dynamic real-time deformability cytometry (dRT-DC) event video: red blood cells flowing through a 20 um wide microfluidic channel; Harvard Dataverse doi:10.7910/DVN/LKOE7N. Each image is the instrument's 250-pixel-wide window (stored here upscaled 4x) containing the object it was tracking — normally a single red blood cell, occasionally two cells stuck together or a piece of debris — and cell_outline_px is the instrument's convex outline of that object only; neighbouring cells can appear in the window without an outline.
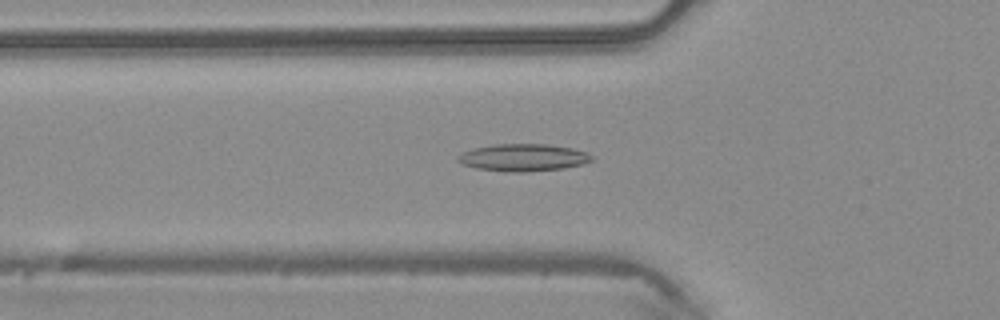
{"species": "common noctule bat (a hibernating species)", "species_latin": "Nyctalus noctula", "temperature_condition": "warm", "stored_images_in_passage": 43, "camera_frame_rate_fps": 3000, "um_per_image_px": 0.085, "animal": {"sex": "male", "body_mass_g": 20.4}, "frame": {"image": 1, "passage_image": 12, "time_ms": 3.667, "image_size_px": [1000, 320], "cell_outline_px": [[592, 160], [584, 164], [564, 168], [524, 172], [512, 172], [476, 168], [464, 164], [456, 160], [456, 156], [472, 148], [492, 144], [548, 144], [572, 148], [588, 152], [592, 156]], "centroid_in_image_um": [44.48, 13.38], "position_along_channel_um": 81.3, "area_um2": 21.33}}
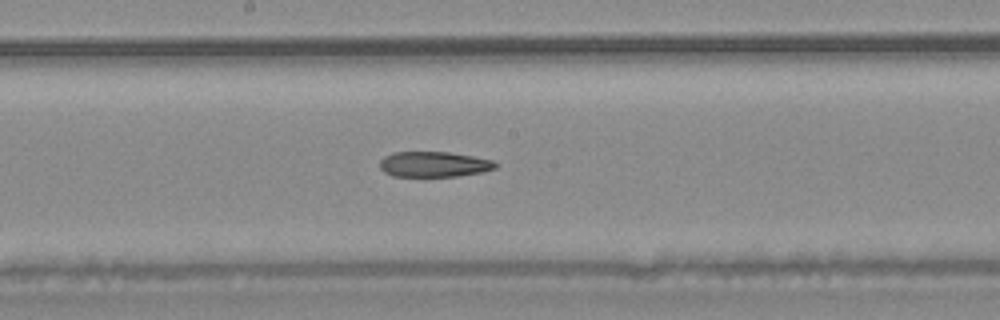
{"frame": {"image": 2, "passage_image": 21, "time_ms": 6.667, "image_size_px": [1000, 320], "cell_outline_px": [[500, 164], [496, 168], [484, 172], [456, 176], [392, 176], [384, 172], [380, 168], [380, 160], [384, 156], [392, 152], [448, 152], [472, 156], [492, 160]], "centroid_in_image_um": [36.89, 13.96], "position_along_channel_um": 211.3, "area_um2": 17.22}}
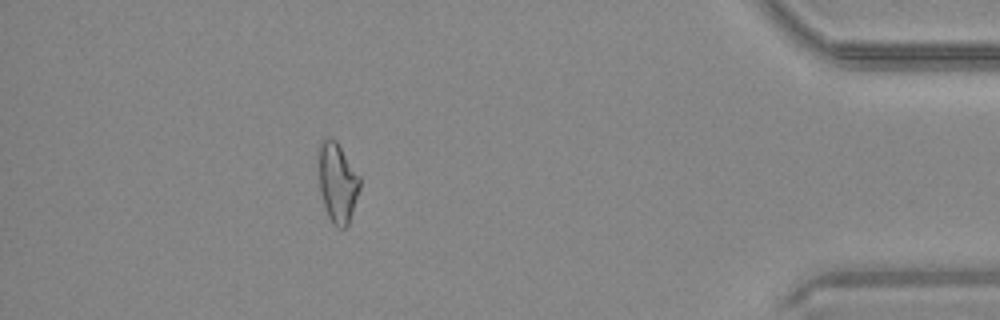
{"frame": {"image": 3, "passage_image": 38, "time_ms": 12.333, "image_size_px": [1000, 320], "cell_outline_px": [[360, 188], [348, 224], [344, 228], [336, 228], [332, 224], [328, 216], [320, 192], [320, 140], [328, 136], [332, 136], [336, 140], [360, 176]], "centroid_in_image_um": [28.7, 15.51], "position_along_channel_um": 406.5, "area_um2": 18.96}}